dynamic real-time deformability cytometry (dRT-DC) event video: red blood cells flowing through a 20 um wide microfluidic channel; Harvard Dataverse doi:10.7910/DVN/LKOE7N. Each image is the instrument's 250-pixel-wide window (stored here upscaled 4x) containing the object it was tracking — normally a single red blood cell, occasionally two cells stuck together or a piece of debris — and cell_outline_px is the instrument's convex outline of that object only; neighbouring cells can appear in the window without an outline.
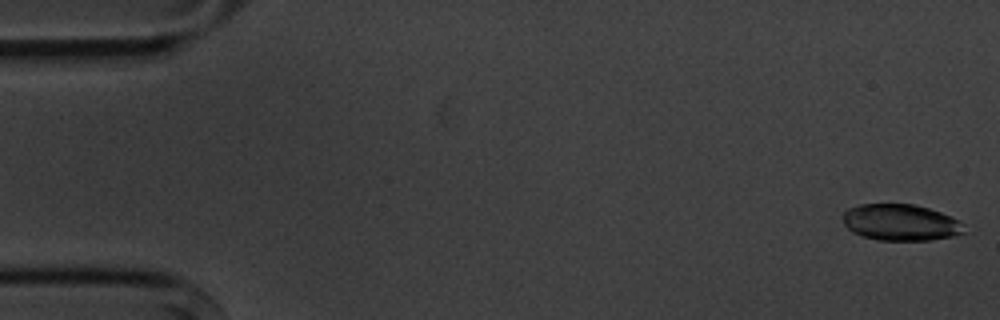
{"species": "common noctule bat (a hibernating species)", "species_latin": "Nyctalus noctula", "temperature_condition": "cold", "stored_images_in_passage": 5, "camera_frame_rate_fps": 3000, "um_per_image_px": 0.085, "animal": {"sex": "male", "body_mass_g": 20.1, "forearm_length_mm": 53.5}, "frame": {"image": 1, "passage_image": 1, "time_ms": 0.0, "image_size_px": [1000, 320], "cell_outline_px": [[964, 232], [952, 236], [932, 240], [876, 240], [852, 232], [844, 224], [844, 212], [848, 208], [860, 204], [916, 204], [940, 212], [960, 220], [964, 224]], "centroid_in_image_um": [76.57, 18.9], "position_along_channel_um": 8.4, "area_um2": 25.72}}
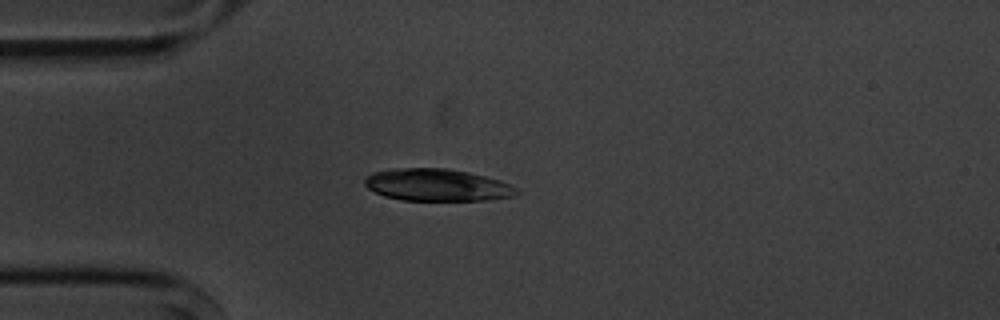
{"frame": {"image": 2, "passage_image": 4, "time_ms": 4.333, "image_size_px": [1000, 320], "cell_outline_px": [[520, 192], [516, 196], [480, 200], [404, 200], [384, 196], [368, 188], [364, 184], [364, 180], [372, 172], [392, 168], [444, 168], [468, 172], [500, 180], [516, 188]], "centroid_in_image_um": [37.13, 15.72], "position_along_channel_um": 47.9, "area_um2": 28.32}}